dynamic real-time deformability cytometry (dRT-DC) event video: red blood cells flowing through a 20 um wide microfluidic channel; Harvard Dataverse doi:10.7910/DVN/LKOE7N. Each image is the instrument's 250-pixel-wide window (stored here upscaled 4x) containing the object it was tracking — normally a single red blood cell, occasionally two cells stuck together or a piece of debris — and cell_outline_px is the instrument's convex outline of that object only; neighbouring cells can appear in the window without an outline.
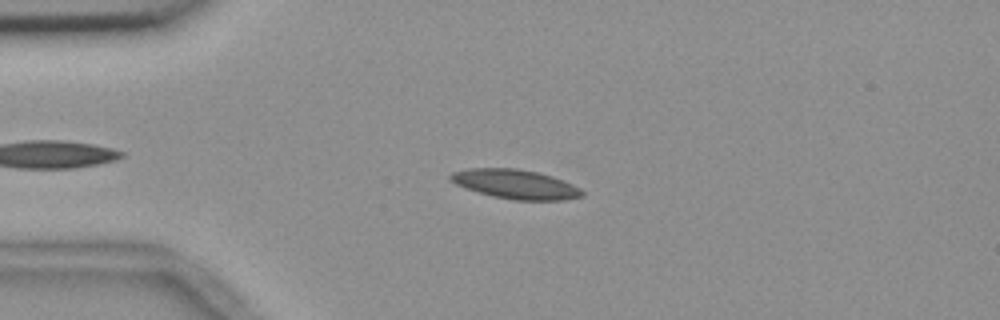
{"species": "common noctule bat (a hibernating species)", "species_latin": "Nyctalus noctula", "temperature_condition": "room temperature", "stored_images_in_passage": 42, "camera_frame_rate_fps": 3000, "um_per_image_px": 0.085, "animal": {"sex": "female", "body_mass_g": 18.4}, "frame": {"image": 1, "passage_image": 10, "time_ms": 3.0, "image_size_px": [1000, 320], "cell_outline_px": [[584, 196], [564, 200], [512, 200], [492, 196], [456, 184], [448, 176], [452, 172], [468, 168], [516, 168], [536, 172], [552, 176], [572, 184], [580, 188], [584, 192]], "centroid_in_image_um": [43.84, 15.65], "position_along_channel_um": 41.2, "area_um2": 22.31}}
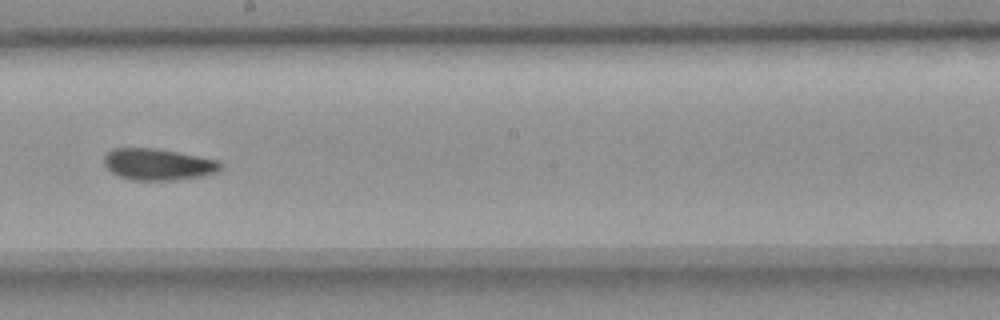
{"frame": {"image": 2, "passage_image": 28, "time_ms": 9.0, "image_size_px": [1000, 320], "cell_outline_px": [[224, 164], [216, 172], [200, 176], [176, 180], [132, 180], [120, 176], [112, 172], [104, 164], [104, 156], [112, 148], [156, 148], [220, 160]], "centroid_in_image_um": [13.45, 13.96], "position_along_channel_um": 234.8, "area_um2": 21.39}}
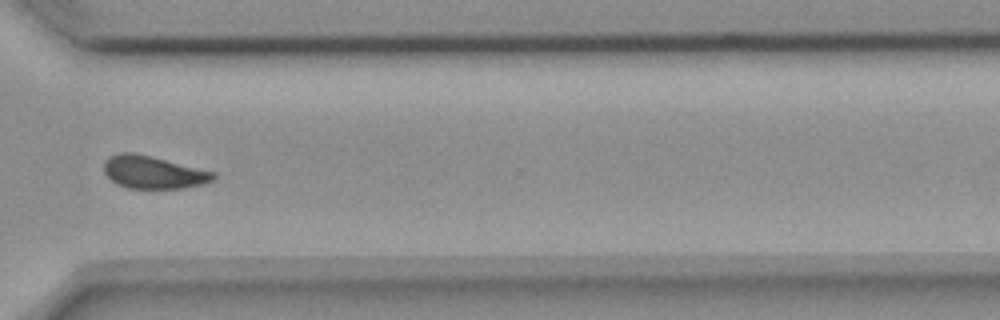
{"frame": {"image": 3, "passage_image": 38, "time_ms": 12.333, "image_size_px": [1000, 320], "cell_outline_px": [[216, 176], [212, 180], [204, 184], [184, 188], [128, 188], [116, 184], [104, 172], [104, 160], [108, 156], [120, 152], [132, 152], [152, 156], [216, 172]], "centroid_in_image_um": [13.02, 14.63], "position_along_channel_um": 357.6, "area_um2": 20.98}, "authors_computed_cell_mechanics": {"area_um2": 21.5016, "velocity_mm_per_s": 3.6628, "shape_relaxation_time_tau1_ms": 10.3581, "shape_relaxation_time_tau2_ms": 3.7332, "deformation_change_tau1": 0.1689, "deformation_change_tau2": 0.0894}}